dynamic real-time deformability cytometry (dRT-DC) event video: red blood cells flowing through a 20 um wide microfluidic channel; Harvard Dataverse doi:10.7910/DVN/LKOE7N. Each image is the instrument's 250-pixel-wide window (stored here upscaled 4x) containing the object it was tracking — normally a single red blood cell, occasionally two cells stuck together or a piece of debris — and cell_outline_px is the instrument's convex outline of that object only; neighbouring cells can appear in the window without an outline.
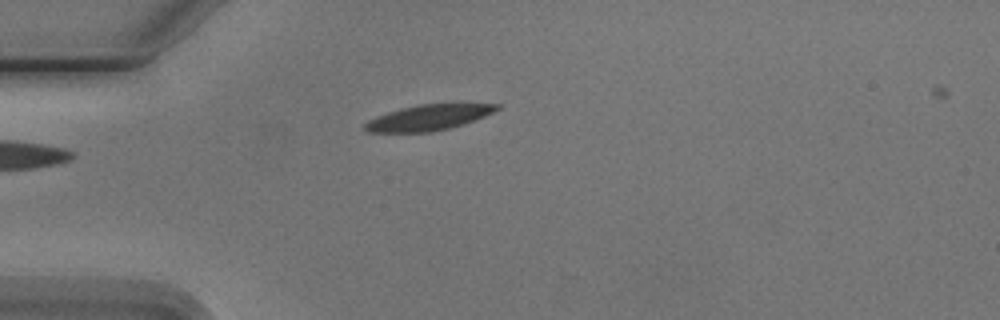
{"species": "Egyptian fruit bat (a non-hibernating species)", "species_latin": "Rousettus aegyptiacus", "temperature_condition": "cold", "stored_images_in_passage": 2, "camera_frame_rate_fps": 3000, "um_per_image_px": 0.085, "animal": {"sex": "male"}, "frame": {"image": 1, "passage_image": 1, "time_ms": 0.0, "image_size_px": [1000, 320], "cell_outline_px": [[500, 108], [484, 116], [464, 124], [432, 132], [368, 132], [364, 128], [364, 124], [368, 120], [376, 116], [400, 108], [420, 104], [500, 104]], "centroid_in_image_um": [36.39, 9.99], "position_along_channel_um": 48.6, "area_um2": 19.48}}